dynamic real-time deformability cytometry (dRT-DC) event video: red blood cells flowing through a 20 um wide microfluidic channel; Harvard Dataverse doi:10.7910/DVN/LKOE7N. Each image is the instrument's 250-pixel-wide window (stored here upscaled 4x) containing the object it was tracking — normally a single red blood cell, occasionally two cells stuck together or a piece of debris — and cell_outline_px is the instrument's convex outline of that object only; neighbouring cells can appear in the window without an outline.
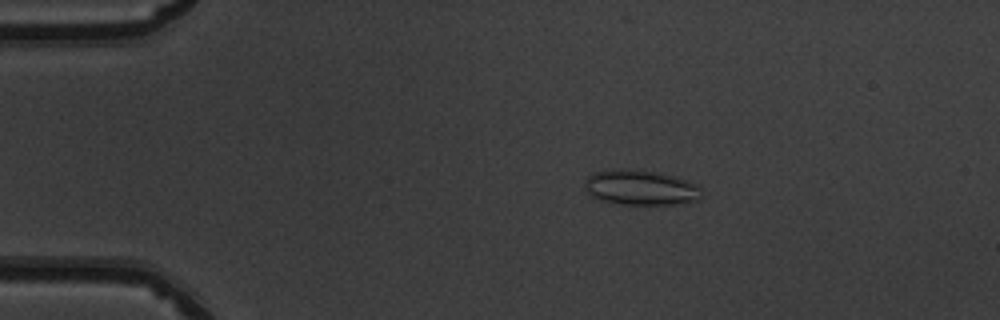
{"species": "common noctule bat (a hibernating species)", "species_latin": "Nyctalus noctula", "temperature_condition": "warm", "stored_images_in_passage": 42, "camera_frame_rate_fps": 3000, "um_per_image_px": 0.085, "animal": {"sex": "male", "body_mass_g": 19.5, "forearm_length_mm": 54.6}, "frame": {"image": 1, "passage_image": 1, "time_ms": 0.0, "image_size_px": [1000, 320], "cell_outline_px": [[700, 200], [676, 204], [620, 204], [600, 200], [588, 196], [584, 188], [584, 184], [588, 176], [596, 172], [656, 172], [684, 180], [696, 184], [700, 188]], "centroid_in_image_um": [54.44, 16.01], "position_along_channel_um": 30.6, "area_um2": 22.89}}
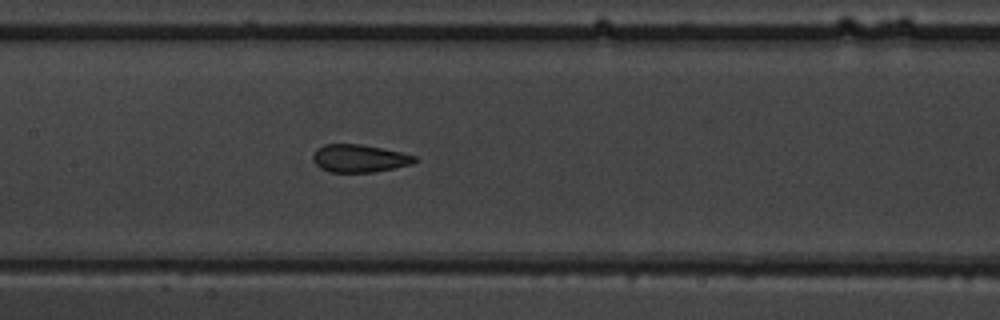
{"frame": {"image": 2, "passage_image": 16, "time_ms": 5.0, "image_size_px": [1000, 320], "cell_outline_px": [[420, 160], [412, 164], [372, 172], [328, 172], [320, 168], [312, 160], [312, 156], [316, 148], [324, 144], [360, 144], [400, 152], [416, 156]], "centroid_in_image_um": [30.52, 13.46], "position_along_channel_um": 176.9, "area_um2": 16.47}}
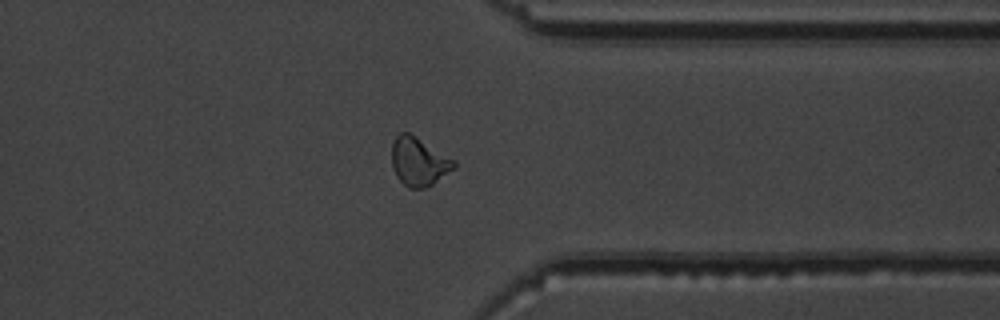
{"frame": {"image": 3, "passage_image": 31, "time_ms": 10.0, "image_size_px": [1000, 320], "cell_outline_px": [[456, 168], [432, 184], [424, 188], [408, 188], [396, 176], [392, 168], [392, 144], [396, 136], [400, 132], [408, 132], [456, 160]], "centroid_in_image_um": [35.6, 13.74], "position_along_channel_um": 375.8, "area_um2": 17.57}, "authors_computed_cell_mechanics": {"area_um2": 16.8776, "velocity_mm_per_s": 4.0512, "shape_relaxation_time_tau1_ms": 8.987, "shape_relaxation_time_tau2_ms": 1.0761, "deformation_change_tau1": 0.2189, "deformation_change_tau2": 0.0848}}